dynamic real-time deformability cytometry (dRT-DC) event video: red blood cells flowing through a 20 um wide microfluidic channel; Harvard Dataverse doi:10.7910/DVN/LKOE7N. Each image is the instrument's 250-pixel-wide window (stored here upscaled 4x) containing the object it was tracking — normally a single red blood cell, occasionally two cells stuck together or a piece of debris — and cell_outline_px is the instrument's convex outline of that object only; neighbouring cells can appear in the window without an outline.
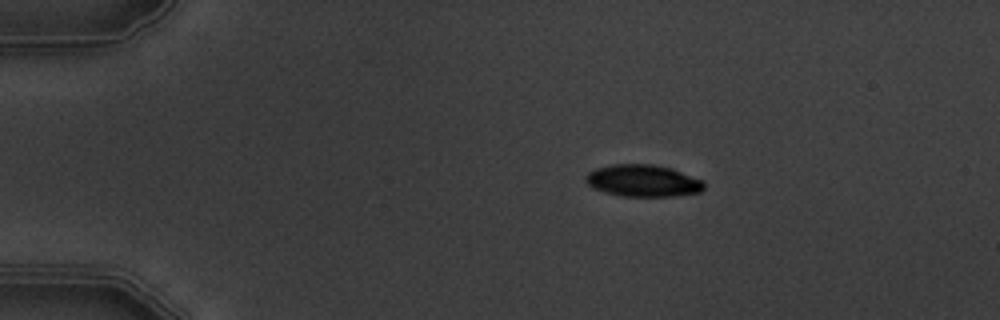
{"species": "common noctule bat (a hibernating species)", "species_latin": "Nyctalus noctula", "temperature_condition": "warm", "stored_images_in_passage": 4, "camera_frame_rate_fps": 3000, "um_per_image_px": 0.085, "animal": {"sex": "male", "body_mass_g": 19.5, "forearm_length_mm": 54.6}, "frame": {"image": 1, "passage_image": 2, "time_ms": 2.0, "image_size_px": [1000, 320], "cell_outline_px": [[704, 188], [700, 192], [676, 196], [620, 196], [604, 192], [588, 184], [584, 180], [584, 176], [588, 172], [596, 168], [612, 164], [652, 164], [672, 168], [704, 180]], "centroid_in_image_um": [54.66, 15.35], "position_along_channel_um": 30.3, "area_um2": 22.2}}